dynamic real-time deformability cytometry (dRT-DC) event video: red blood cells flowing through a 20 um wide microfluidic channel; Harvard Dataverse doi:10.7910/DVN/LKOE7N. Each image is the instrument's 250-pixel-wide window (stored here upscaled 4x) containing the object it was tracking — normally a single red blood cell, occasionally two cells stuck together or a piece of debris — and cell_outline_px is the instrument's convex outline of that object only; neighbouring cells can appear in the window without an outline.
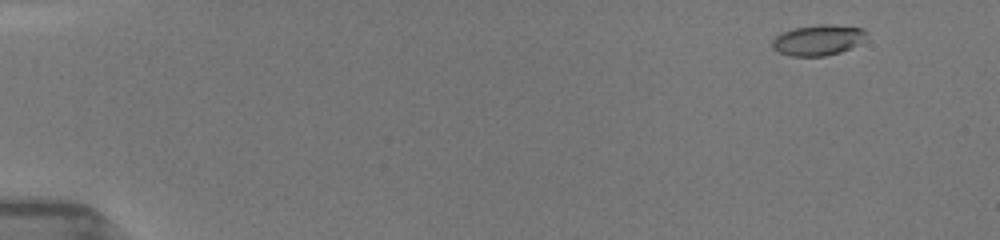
{"species": "common noctule bat (a hibernating species)", "species_latin": "Nyctalus noctula", "temperature_condition": "room temperature", "stored_images_in_passage": 61, "camera_frame_rate_fps": 3000, "um_per_image_px": 0.085, "animal": {"sex": "female", "body_mass_g": 19.5, "forearm_length_mm": 54.1}, "frame": {"image": 1, "passage_image": 5, "time_ms": 1.0, "image_size_px": [1000, 240], "cell_outline_px": [[868, 32], [864, 40], [840, 52], [824, 56], [788, 56], [772, 48], [772, 40], [780, 32], [792, 28], [820, 24], [832, 24], [864, 28]], "centroid_in_image_um": [69.51, 3.39], "position_along_channel_um": 15.5, "area_um2": 16.94}}
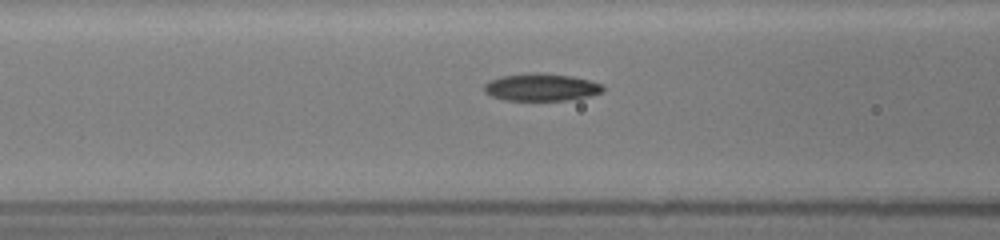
{"frame": {"image": 2, "passage_image": 26, "time_ms": 7.0, "image_size_px": [1000, 240], "cell_outline_px": [[604, 88], [600, 92], [588, 96], [568, 100], [504, 100], [492, 96], [484, 92], [484, 84], [488, 80], [500, 76], [532, 72], [536, 72], [572, 76], [604, 84]], "centroid_in_image_um": [45.96, 7.4], "position_along_channel_um": 120.6, "area_um2": 19.02}}
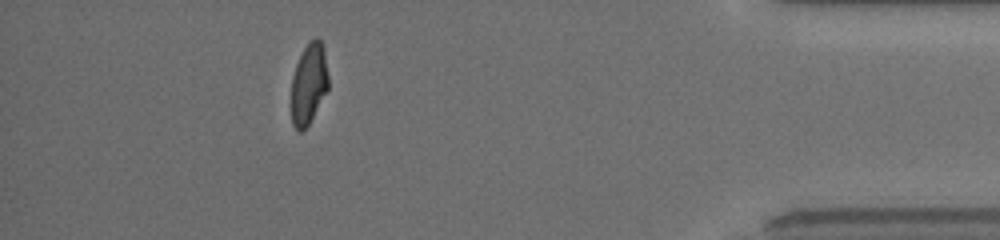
{"frame": {"image": 3, "passage_image": 55, "time_ms": 15.333, "image_size_px": [1000, 240], "cell_outline_px": [[328, 88], [308, 124], [300, 132], [296, 132], [292, 124], [292, 76], [296, 64], [304, 48], [316, 36], [320, 40], [324, 48], [328, 76]], "centroid_in_image_um": [26.24, 7.12], "position_along_channel_um": 409.0, "area_um2": 17.17}, "authors_computed_cell_mechanics": {"area_um2": 18.2648, "velocity_mm_per_s": 3.9866, "shape_relaxation_time_tau1_ms": 6.4742, "shape_relaxation_time_tau2_ms": 1.6608, "deformation_change_tau1": 0.2084, "deformation_change_tau2": 0.0747}}